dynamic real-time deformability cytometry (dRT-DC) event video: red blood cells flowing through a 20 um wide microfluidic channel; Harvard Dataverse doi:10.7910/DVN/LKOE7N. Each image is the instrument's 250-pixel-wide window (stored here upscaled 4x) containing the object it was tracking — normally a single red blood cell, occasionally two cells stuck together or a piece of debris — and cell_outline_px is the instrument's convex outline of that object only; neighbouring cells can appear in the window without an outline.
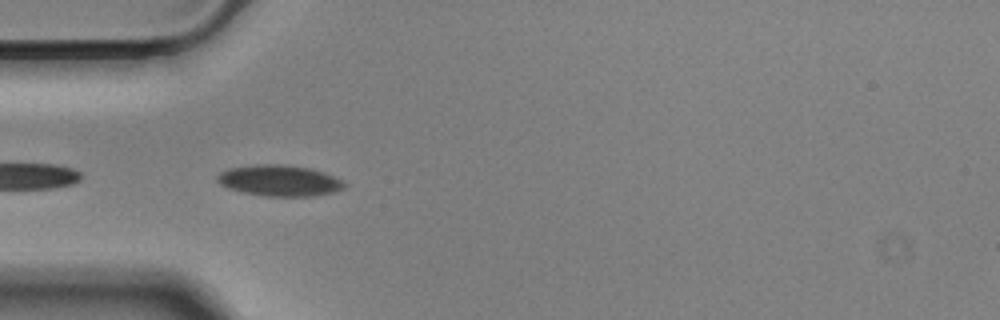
{"species": "Egyptian fruit bat (a non-hibernating species)", "species_latin": "Rousettus aegyptiacus", "temperature_condition": "cold", "stored_images_in_passage": 6, "camera_frame_rate_fps": 3000, "um_per_image_px": 0.085, "animal": {"sex": "male"}, "frame": {"image": 1, "passage_image": 2, "time_ms": 0.333, "image_size_px": [1000, 320], "cell_outline_px": [[348, 184], [344, 188], [332, 192], [312, 196], [264, 196], [244, 192], [228, 188], [220, 184], [216, 180], [216, 176], [220, 172], [228, 168], [256, 164], [280, 164], [308, 168], [324, 172]], "centroid_in_image_um": [23.72, 15.34], "position_along_channel_um": 61.3, "area_um2": 22.89}}